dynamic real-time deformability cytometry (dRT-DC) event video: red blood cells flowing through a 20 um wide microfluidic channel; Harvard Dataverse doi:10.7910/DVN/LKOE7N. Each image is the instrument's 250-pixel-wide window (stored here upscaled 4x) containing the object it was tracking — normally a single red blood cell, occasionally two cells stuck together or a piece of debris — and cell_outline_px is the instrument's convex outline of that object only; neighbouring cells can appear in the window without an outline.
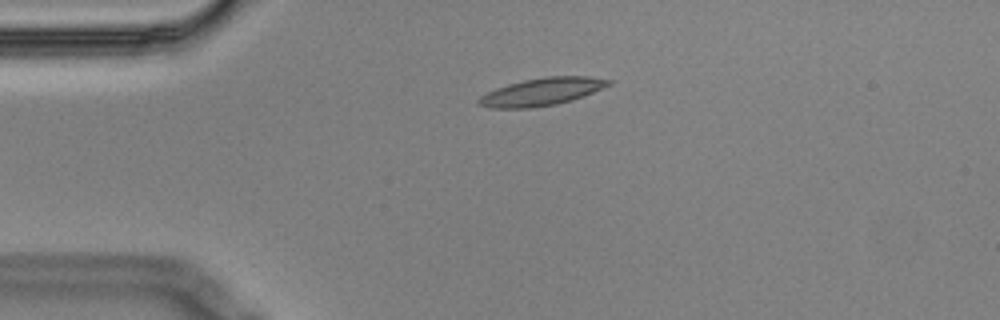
{"species": "Egyptian fruit bat (a non-hibernating species)", "species_latin": "Rousettus aegyptiacus", "temperature_condition": "cold", "stored_images_in_passage": 4, "camera_frame_rate_fps": 3000, "um_per_image_px": 0.085, "animal": {"sex": "male"}, "frame": {"image": 1, "passage_image": 1, "time_ms": 0.0, "image_size_px": [1000, 320], "cell_outline_px": [[612, 84], [572, 100], [556, 104], [532, 108], [488, 108], [476, 104], [476, 100], [480, 96], [496, 88], [508, 84], [524, 80], [544, 76], [588, 76], [612, 80]], "centroid_in_image_um": [46.01, 7.8], "position_along_channel_um": 39.0, "area_um2": 20.92}}